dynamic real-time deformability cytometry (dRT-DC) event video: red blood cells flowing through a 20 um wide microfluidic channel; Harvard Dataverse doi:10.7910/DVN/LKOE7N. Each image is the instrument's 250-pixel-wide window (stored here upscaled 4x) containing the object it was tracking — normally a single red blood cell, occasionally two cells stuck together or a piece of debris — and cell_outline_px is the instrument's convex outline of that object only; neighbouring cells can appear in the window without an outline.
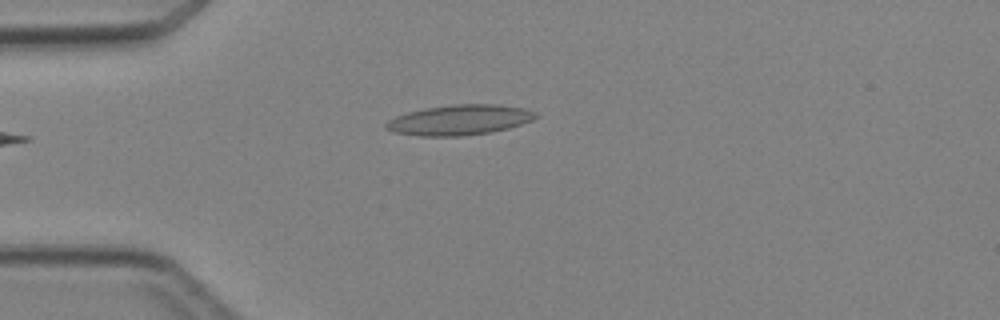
{"species": "Egyptian fruit bat (a non-hibernating species)", "species_latin": "Rousettus aegyptiacus", "temperature_condition": "cold", "stored_images_in_passage": 2, "camera_frame_rate_fps": 3000, "um_per_image_px": 0.085, "animal": {"sex": "female"}, "frame": {"image": 1, "passage_image": 1, "time_ms": 0.0, "image_size_px": [1000, 320], "cell_outline_px": [[540, 116], [532, 120], [508, 128], [492, 132], [460, 136], [420, 136], [392, 132], [384, 128], [384, 124], [388, 120], [396, 116], [408, 112], [424, 108], [452, 104], [500, 104], [524, 108], [536, 112]], "centroid_in_image_um": [39.05, 10.19], "position_along_channel_um": 46.0, "area_um2": 26.59}}